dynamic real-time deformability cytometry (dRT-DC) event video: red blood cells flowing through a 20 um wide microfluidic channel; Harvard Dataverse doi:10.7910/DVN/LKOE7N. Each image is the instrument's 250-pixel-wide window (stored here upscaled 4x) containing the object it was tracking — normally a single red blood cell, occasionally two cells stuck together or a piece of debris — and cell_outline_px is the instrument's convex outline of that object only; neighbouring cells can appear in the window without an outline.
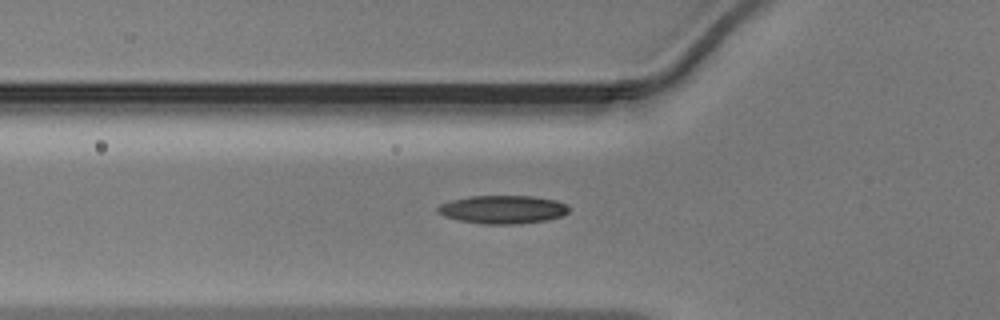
{"species": "Egyptian fruit bat (a non-hibernating species)", "species_latin": "Rousettus aegyptiacus", "temperature_condition": "warm", "stored_images_in_passage": 35, "camera_frame_rate_fps": 3000, "um_per_image_px": 0.085, "animal": {"sex": "male"}, "frame": {"image": 1, "passage_image": 4, "time_ms": 1.0, "image_size_px": [1000, 320], "cell_outline_px": [[568, 212], [564, 216], [548, 220], [516, 224], [484, 224], [460, 220], [444, 216], [436, 212], [436, 208], [440, 204], [452, 200], [468, 196], [532, 196], [556, 200], [564, 204], [568, 208]], "centroid_in_image_um": [42.72, 17.81], "position_along_channel_um": 83.1, "area_um2": 21.62}}
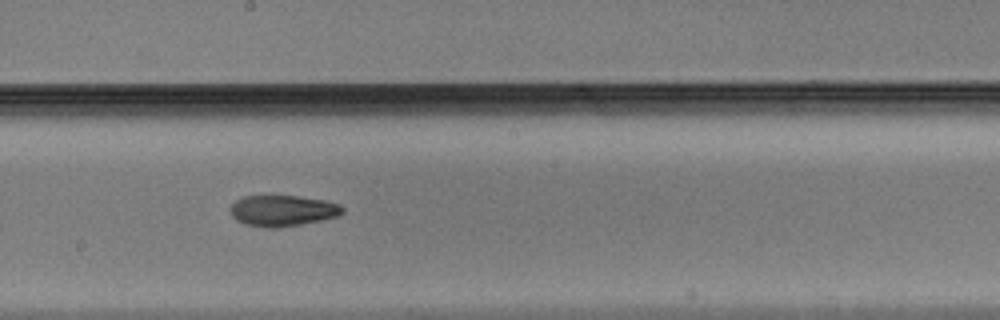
{"frame": {"image": 2, "passage_image": 14, "time_ms": 4.333, "image_size_px": [1000, 320], "cell_outline_px": [[344, 212], [336, 216], [320, 220], [300, 224], [276, 228], [264, 228], [244, 224], [236, 220], [232, 216], [232, 204], [236, 200], [244, 196], [296, 196], [324, 200], [340, 204], [344, 208]], "centroid_in_image_um": [24.02, 17.91], "position_along_channel_um": 224.2, "area_um2": 20.11}}
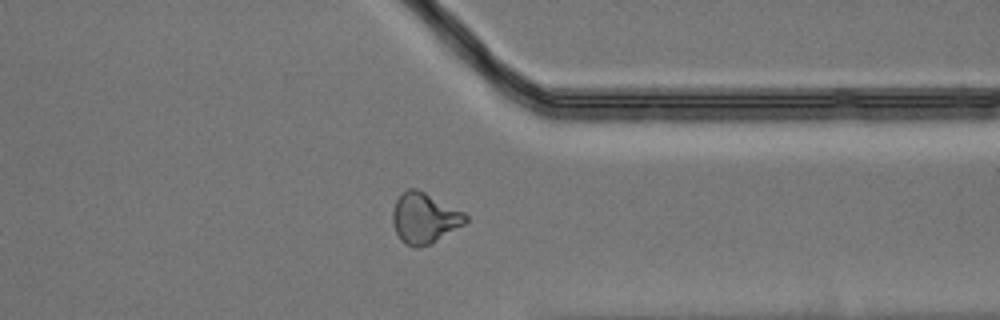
{"frame": {"image": 3, "passage_image": 25, "time_ms": 8.0, "image_size_px": [1000, 320], "cell_outline_px": [[468, 220], [464, 224], [432, 244], [420, 248], [412, 248], [404, 244], [400, 240], [396, 232], [392, 220], [392, 212], [396, 200], [408, 188], [416, 188], [464, 212], [468, 216]], "centroid_in_image_um": [36.06, 18.58], "position_along_channel_um": 375.3, "area_um2": 21.56}}